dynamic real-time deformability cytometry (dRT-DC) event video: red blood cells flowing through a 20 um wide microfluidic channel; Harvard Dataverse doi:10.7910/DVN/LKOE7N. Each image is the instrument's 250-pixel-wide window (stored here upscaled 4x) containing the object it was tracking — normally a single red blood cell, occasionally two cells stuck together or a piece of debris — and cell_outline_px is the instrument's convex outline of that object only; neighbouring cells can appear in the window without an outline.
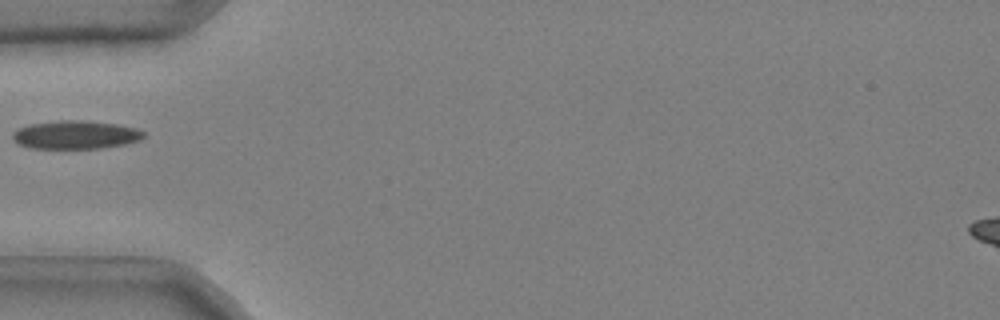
{"species": "common noctule bat (a hibernating species)", "species_latin": "Nyctalus noctula", "temperature_condition": "cold", "stored_images_in_passage": 31, "camera_frame_rate_fps": 3000, "um_per_image_px": 0.085, "animal": {"sex": "male", "body_mass_g": 20.4}, "frame": {"image": 1, "passage_image": 1, "time_ms": 0.0, "image_size_px": [1000, 320], "cell_outline_px": [[144, 136], [140, 140], [124, 144], [100, 148], [28, 148], [16, 144], [12, 140], [12, 132], [28, 124], [60, 120], [80, 120], [116, 124], [136, 128], [144, 132]], "centroid_in_image_um": [6.36, 11.46], "position_along_channel_um": 78.6, "area_um2": 21.68}}
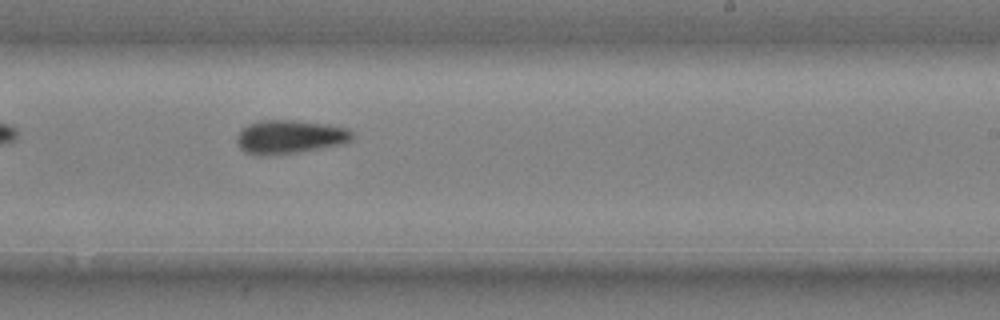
{"frame": {"image": 2, "passage_image": 16, "time_ms": 5.0, "image_size_px": [1000, 320], "cell_outline_px": [[352, 136], [348, 140], [340, 144], [296, 152], [260, 156], [256, 156], [244, 152], [240, 148], [236, 140], [236, 136], [240, 128], [248, 124], [260, 120], [292, 120], [328, 124], [348, 128], [352, 132]], "centroid_in_image_um": [24.53, 11.62], "position_along_channel_um": 264.5, "area_um2": 22.54}}
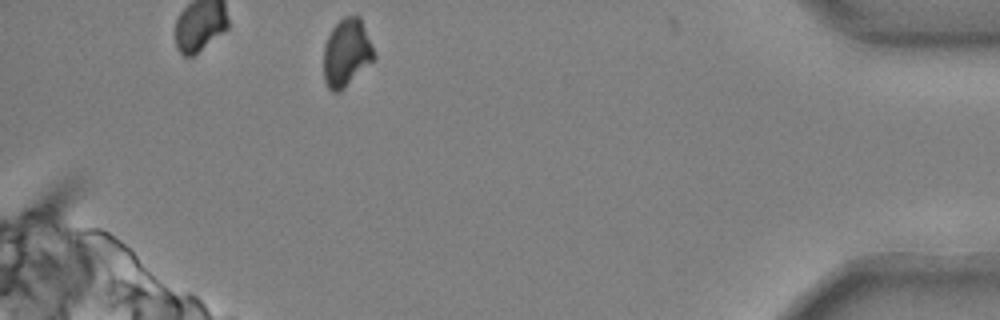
{"frame": {"image": 3, "passage_image": 31, "time_ms": 10.0, "image_size_px": [1000, 320], "cell_outline_px": [[376, 56], [340, 92], [332, 92], [328, 88], [324, 80], [324, 44], [332, 28], [344, 16], [360, 16], [376, 52]], "centroid_in_image_um": [29.46, 4.47], "position_along_channel_um": 405.7, "area_um2": 19.83}}